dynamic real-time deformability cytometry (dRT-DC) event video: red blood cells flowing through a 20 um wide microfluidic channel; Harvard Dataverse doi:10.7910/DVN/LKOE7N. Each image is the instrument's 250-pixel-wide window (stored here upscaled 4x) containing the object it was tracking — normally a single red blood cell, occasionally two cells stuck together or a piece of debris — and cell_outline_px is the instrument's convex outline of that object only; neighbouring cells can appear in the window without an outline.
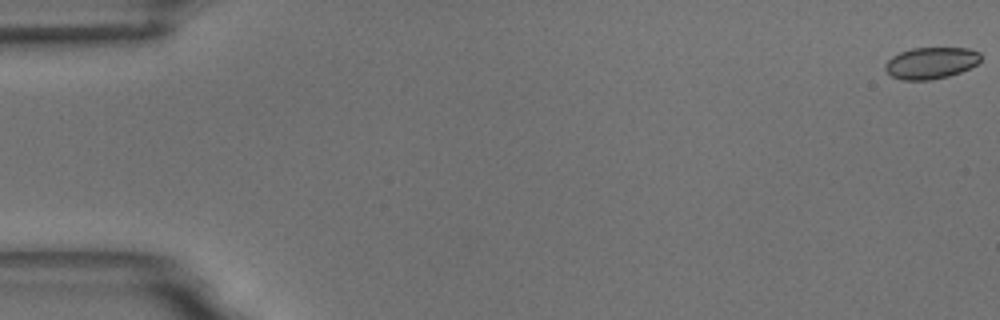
{"species": "common noctule bat (a hibernating species)", "species_latin": "Nyctalus noctula", "temperature_condition": "room temperature", "stored_images_in_passage": 11, "camera_frame_rate_fps": 3000, "um_per_image_px": 0.085, "animal": {"sex": "male", "body_mass_g": 18.8}, "frame": {"image": 1, "passage_image": 1, "time_ms": 0.0, "image_size_px": [1000, 320], "cell_outline_px": [[980, 60], [976, 64], [960, 72], [948, 76], [932, 80], [900, 80], [892, 76], [884, 68], [884, 64], [892, 56], [900, 52], [912, 48], [968, 48], [980, 52]], "centroid_in_image_um": [79.11, 5.35], "position_along_channel_um": 5.9, "area_um2": 17.57}}